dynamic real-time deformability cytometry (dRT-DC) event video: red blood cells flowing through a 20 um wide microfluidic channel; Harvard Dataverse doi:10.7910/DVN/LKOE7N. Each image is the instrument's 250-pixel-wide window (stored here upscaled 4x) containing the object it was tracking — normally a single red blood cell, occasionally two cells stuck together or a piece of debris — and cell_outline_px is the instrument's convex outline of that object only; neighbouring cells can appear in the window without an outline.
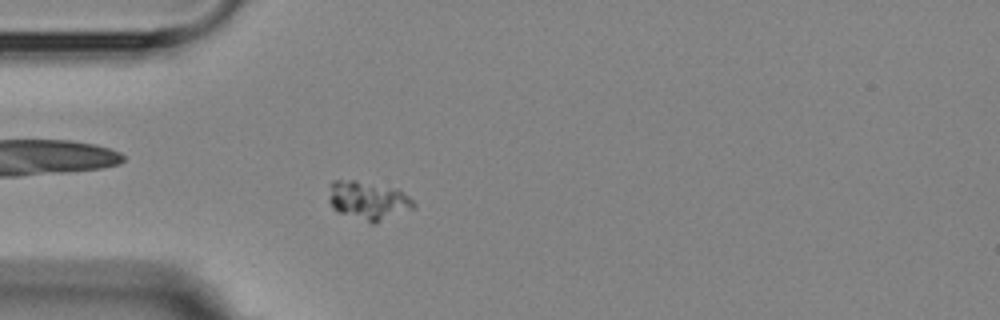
{"species": "Egyptian fruit bat (a non-hibernating species)", "species_latin": "Rousettus aegyptiacus", "temperature_condition": "room temperature", "stored_images_in_passage": 2, "camera_frame_rate_fps": 3000, "um_per_image_px": 0.085, "animal": {"sex": "female"}, "frame": {"image": 1, "passage_image": 2, "time_ms": 1.0, "image_size_px": [1000, 320], "cell_outline_px": [[416, 208], [376, 224], [372, 224], [336, 212], [332, 208], [328, 200], [332, 180], [356, 180], [388, 188], [400, 192], [408, 196], [416, 204]], "centroid_in_image_um": [31.27, 17.1], "position_along_channel_um": 53.7, "area_um2": 19.07}}